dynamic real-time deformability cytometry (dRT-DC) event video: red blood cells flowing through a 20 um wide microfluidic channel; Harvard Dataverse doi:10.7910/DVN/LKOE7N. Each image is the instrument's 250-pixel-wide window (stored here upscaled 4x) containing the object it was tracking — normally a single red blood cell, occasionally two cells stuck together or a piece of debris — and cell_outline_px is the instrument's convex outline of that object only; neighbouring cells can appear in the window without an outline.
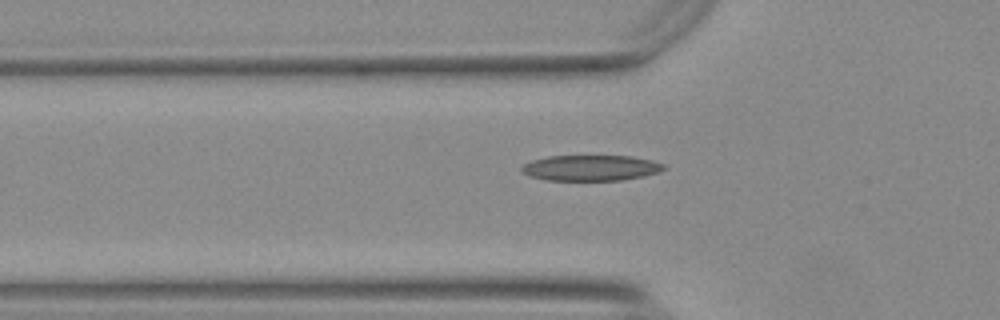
{"species": "Egyptian fruit bat (a non-hibernating species)", "species_latin": "Rousettus aegyptiacus", "temperature_condition": "warm", "stored_images_in_passage": 30, "camera_frame_rate_fps": 3000, "um_per_image_px": 0.085, "animal": {"sex": "female"}, "frame": {"image": 1, "passage_image": 6, "time_ms": 1.667, "image_size_px": [1000, 320], "cell_outline_px": [[668, 168], [660, 172], [644, 176], [620, 180], [548, 180], [528, 176], [520, 168], [524, 164], [532, 160], [548, 156], [632, 156], [652, 160], [664, 164]], "centroid_in_image_um": [50.26, 14.27], "position_along_channel_um": 75.5, "area_um2": 21.33}}
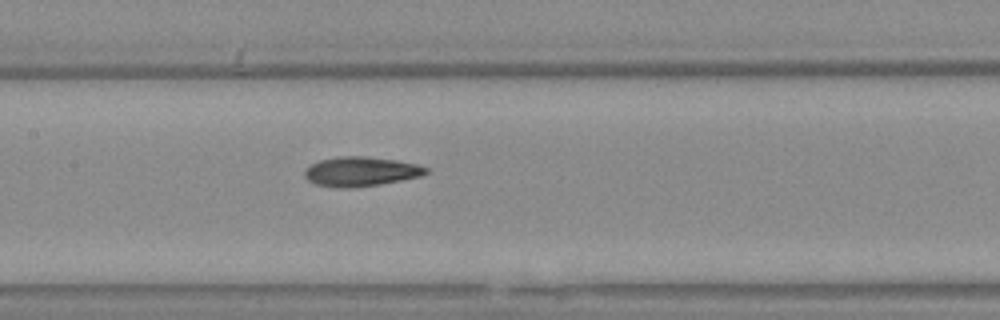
{"frame": {"image": 2, "passage_image": 14, "time_ms": 4.333, "image_size_px": [1000, 320], "cell_outline_px": [[428, 172], [420, 176], [380, 184], [348, 188], [344, 188], [316, 184], [308, 180], [304, 176], [304, 172], [312, 164], [320, 160], [336, 156], [364, 156], [396, 160], [420, 164], [428, 168]], "centroid_in_image_um": [30.69, 14.56], "position_along_channel_um": 176.7, "area_um2": 20.69}}
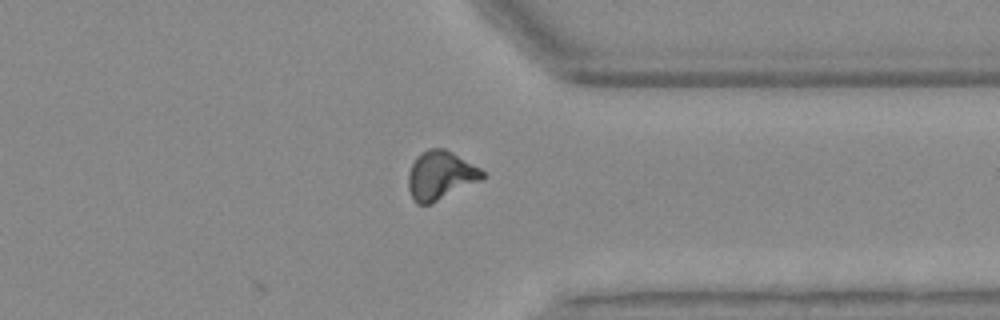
{"frame": {"image": 3, "passage_image": 30, "time_ms": 9.667, "image_size_px": [1000, 320], "cell_outline_px": [[484, 176], [480, 180], [432, 204], [416, 204], [412, 200], [408, 188], [408, 172], [416, 156], [420, 152], [428, 148], [444, 148], [452, 152], [480, 168], [484, 172]], "centroid_in_image_um": [37.39, 14.91], "position_along_channel_um": 374.0, "area_um2": 21.1}, "authors_computed_cell_mechanics": {"area_um2": 20.6346, "velocity_mm_per_s": 3.7615, "shape_relaxation_time_tau1_ms": 4.9987, "shape_relaxation_time_tau2_ms": 3.4674, "deformation_change_tau1": 0.1808, "deformation_change_tau2": 0.1184}}